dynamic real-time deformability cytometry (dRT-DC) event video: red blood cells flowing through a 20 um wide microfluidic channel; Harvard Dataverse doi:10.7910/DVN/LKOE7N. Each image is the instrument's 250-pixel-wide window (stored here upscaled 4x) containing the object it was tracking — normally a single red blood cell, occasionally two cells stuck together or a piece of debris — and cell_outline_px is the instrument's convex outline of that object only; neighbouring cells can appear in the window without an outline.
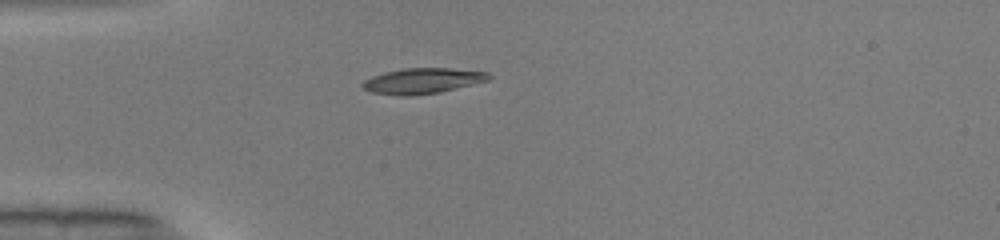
{"species": "common noctule bat (a hibernating species)", "species_latin": "Nyctalus noctula", "temperature_condition": "warm", "stored_images_in_passage": 37, "camera_frame_rate_fps": 3000, "um_per_image_px": 0.085, "animal": {"sex": "male", "body_mass_g": 19.0, "forearm_length_mm": 50.8}, "frame": {"image": 1, "passage_image": 1, "time_ms": 0.0, "image_size_px": [1000, 240], "cell_outline_px": [[492, 76], [488, 80], [440, 92], [412, 96], [400, 96], [372, 92], [364, 88], [360, 84], [364, 80], [372, 76], [384, 72], [404, 68], [452, 68], [488, 72]], "centroid_in_image_um": [35.9, 6.87], "position_along_channel_um": 49.1, "area_um2": 18.79}}
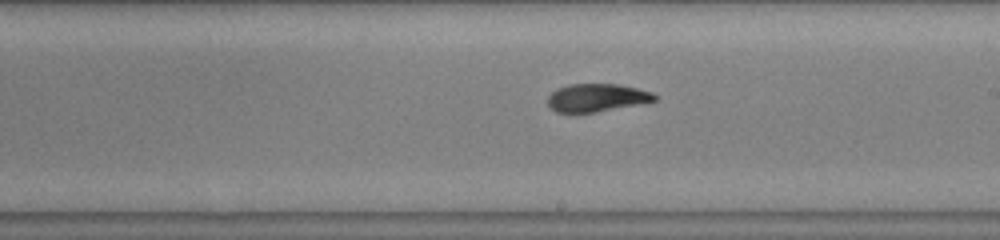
{"frame": {"image": 2, "passage_image": 16, "time_ms": 5.0, "image_size_px": [1000, 240], "cell_outline_px": [[656, 100], [640, 104], [596, 112], [556, 112], [548, 104], [548, 96], [556, 88], [568, 84], [616, 84], [636, 88], [652, 92], [656, 96]], "centroid_in_image_um": [50.71, 8.3], "position_along_channel_um": 238.3, "area_um2": 17.28}}
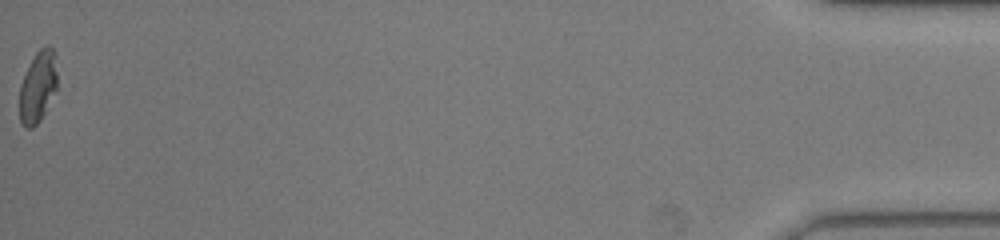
{"frame": {"image": 3, "passage_image": 37, "time_ms": 12.0, "image_size_px": [1000, 240], "cell_outline_px": [[56, 92], [40, 120], [32, 128], [24, 128], [20, 120], [20, 84], [36, 52], [40, 48], [48, 44], [52, 48], [56, 56]], "centroid_in_image_um": [3.23, 7.38], "position_along_channel_um": 432.0, "area_um2": 15.61}, "authors_computed_cell_mechanics": {"area_um2": 17.8024, "velocity_mm_per_s": 4.1047, "shape_relaxation_time_tau1_ms": 6.2527, "shape_relaxation_time_tau2_ms": 1.8191, "deformation_change_tau1": 0.2334, "deformation_change_tau2": 0.0753}}